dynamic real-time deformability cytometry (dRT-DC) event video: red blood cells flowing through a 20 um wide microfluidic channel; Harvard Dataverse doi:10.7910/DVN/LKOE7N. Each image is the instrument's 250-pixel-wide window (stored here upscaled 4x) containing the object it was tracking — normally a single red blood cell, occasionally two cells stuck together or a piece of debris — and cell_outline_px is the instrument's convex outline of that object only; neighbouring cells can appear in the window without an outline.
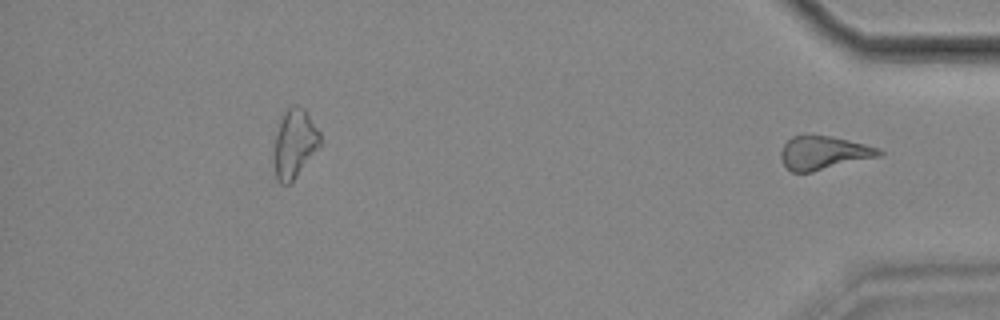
{"species": "common noctule bat (a hibernating species)", "species_latin": "Nyctalus noctula", "temperature_condition": "cold", "stored_images_in_passage": 52, "segment_of_instrument_passage": [2, 2], "camera_frame_rate_fps": 3000, "um_per_image_px": 0.085, "animal": {"sex": "female", "body_mass_g": 18.4}, "frame": {"image": 1, "passage_image": 52, "time_ms": 17.0, "image_size_px": [1000, 320], "cell_outline_px": [[884, 152], [880, 156], [812, 172], [792, 172], [784, 164], [780, 156], [780, 152], [784, 144], [792, 136], [804, 132], [832, 136], [880, 148]], "centroid_in_image_um": [69.98, 12.95], "position_along_channel_um": 365.2, "area_um2": 19.54}}